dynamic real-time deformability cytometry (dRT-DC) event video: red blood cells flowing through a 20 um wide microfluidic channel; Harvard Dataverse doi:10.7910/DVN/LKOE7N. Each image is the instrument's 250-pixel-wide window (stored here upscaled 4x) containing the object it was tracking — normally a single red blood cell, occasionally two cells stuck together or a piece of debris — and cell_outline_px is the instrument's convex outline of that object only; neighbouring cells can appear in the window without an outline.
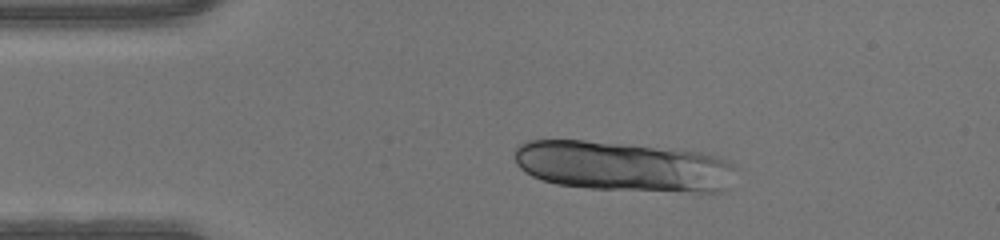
{"species": "human", "species_latin": "Homo sapiens", "temperature_condition": "warm", "stored_images_in_passage": 45, "segment_of_instrument_passage": [1, 2], "camera_frame_rate_fps": 3000, "um_per_image_px": 0.085, "donor": {"sex": "male"}, "frame": {"image": 1, "passage_image": 8, "time_ms": 2.333, "image_size_px": [1000, 240], "cell_outline_px": [[736, 168], [728, 188], [720, 192], [696, 192], [588, 188], [556, 184], [540, 180], [524, 172], [516, 164], [512, 156], [516, 148], [520, 144], [528, 140], [584, 140], [628, 144], [700, 152], [716, 156], [728, 160]], "centroid_in_image_um": [52.94, 14.14], "position_along_channel_um": 32.1, "area_um2": 64.97}}